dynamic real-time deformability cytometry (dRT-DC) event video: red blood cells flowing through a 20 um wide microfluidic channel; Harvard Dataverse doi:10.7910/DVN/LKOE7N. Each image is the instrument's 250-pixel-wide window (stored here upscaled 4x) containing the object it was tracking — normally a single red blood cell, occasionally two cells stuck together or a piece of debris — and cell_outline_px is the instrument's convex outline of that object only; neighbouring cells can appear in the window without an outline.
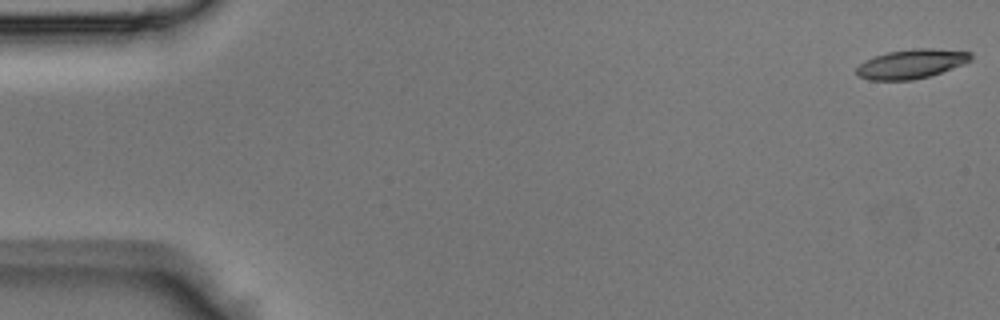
{"species": "Egyptian fruit bat (a non-hibernating species)", "species_latin": "Rousettus aegyptiacus", "temperature_condition": "room temperature", "stored_images_in_passage": 44, "camera_frame_rate_fps": 3000, "um_per_image_px": 0.085, "animal": {"sex": "male"}, "frame": {"image": 1, "passage_image": 1, "time_ms": 0.0, "image_size_px": [1000, 320], "cell_outline_px": [[972, 60], [964, 64], [932, 76], [912, 80], [868, 80], [856, 76], [856, 68], [864, 60], [888, 52], [912, 48], [932, 48], [972, 52]], "centroid_in_image_um": [77.47, 5.44], "position_along_channel_um": 7.5, "area_um2": 19.77}}
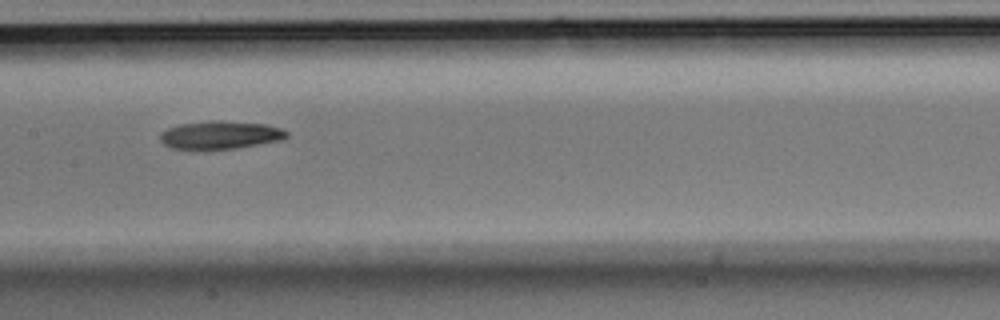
{"frame": {"image": 2, "passage_image": 22, "time_ms": 7.0, "image_size_px": [1000, 320], "cell_outline_px": [[288, 136], [284, 140], [236, 148], [172, 148], [164, 144], [160, 140], [160, 132], [168, 128], [180, 124], [212, 120], [220, 120], [264, 124], [280, 128], [288, 132]], "centroid_in_image_um": [18.75, 11.46], "position_along_channel_um": 188.7, "area_um2": 20.46}}
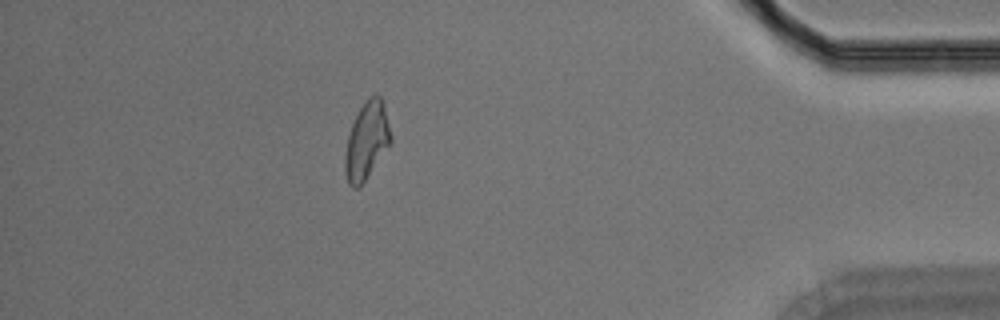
{"frame": {"image": 3, "passage_image": 39, "time_ms": 12.667, "image_size_px": [1000, 320], "cell_outline_px": [[392, 144], [364, 180], [356, 188], [352, 188], [348, 184], [344, 168], [344, 156], [348, 136], [352, 124], [360, 108], [368, 96], [380, 96], [384, 104], [392, 136]], "centroid_in_image_um": [31.18, 11.97], "position_along_channel_um": 404.0, "area_um2": 20.58}}